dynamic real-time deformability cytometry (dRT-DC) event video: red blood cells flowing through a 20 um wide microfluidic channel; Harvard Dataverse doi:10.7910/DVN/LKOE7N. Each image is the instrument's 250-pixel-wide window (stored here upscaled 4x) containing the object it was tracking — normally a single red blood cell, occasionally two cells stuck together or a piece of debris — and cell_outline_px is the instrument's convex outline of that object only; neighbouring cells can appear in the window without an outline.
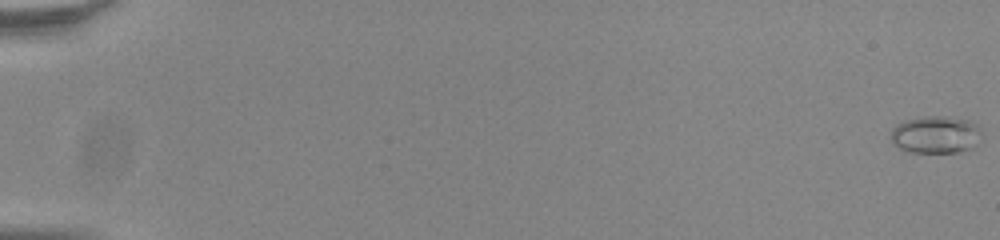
{"species": "common noctule bat (a hibernating species)", "species_latin": "Nyctalus noctula", "temperature_condition": "room temperature", "stored_images_in_passage": 56, "camera_frame_rate_fps": 3000, "um_per_image_px": 0.085, "animal": {"sex": "male", "body_mass_g": 20.0, "forearm_length_mm": 53.3}, "frame": {"image": 1, "passage_image": 1, "time_ms": 0.0, "image_size_px": [1000, 240], "cell_outline_px": [[980, 132], [972, 148], [956, 152], [908, 152], [892, 144], [892, 128], [896, 124], [904, 120], [924, 116], [944, 116], [968, 120], [980, 124]], "centroid_in_image_um": [79.5, 11.43], "position_along_channel_um": 5.5, "area_um2": 19.71}}
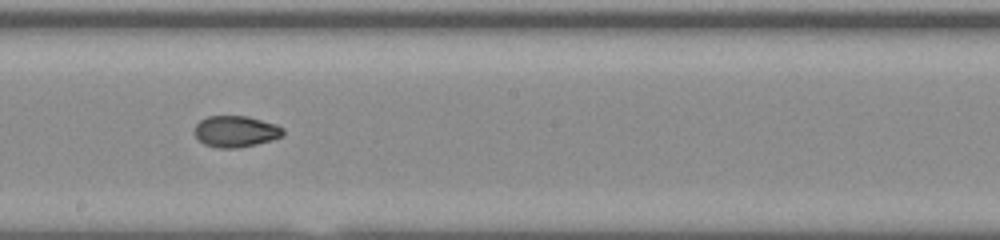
{"frame": {"image": 2, "passage_image": 34, "time_ms": 11.0, "image_size_px": [1000, 240], "cell_outline_px": [[284, 136], [272, 140], [240, 148], [216, 148], [204, 144], [192, 132], [196, 124], [200, 120], [208, 116], [248, 116], [276, 124], [284, 128]], "centroid_in_image_um": [20.04, 11.17], "position_along_channel_um": 228.2, "area_um2": 16.42}}
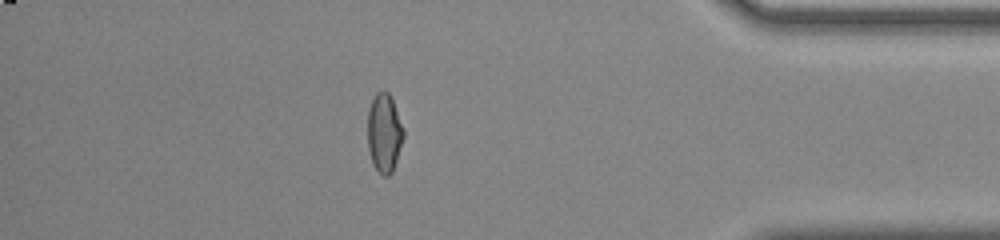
{"frame": {"image": 3, "passage_image": 50, "time_ms": 16.333, "image_size_px": [1000, 240], "cell_outline_px": [[404, 136], [392, 172], [388, 176], [384, 176], [372, 164], [368, 148], [368, 108], [376, 92], [380, 88], [384, 88], [388, 92], [392, 100], [404, 128]], "centroid_in_image_um": [32.65, 11.25], "position_along_channel_um": 402.6, "area_um2": 16.53}, "authors_computed_cell_mechanics": {"area_um2": 16.4152, "velocity_mm_per_s": 3.8366, "shape_relaxation_time_tau1_ms": 9.3001, "shape_relaxation_time_tau2_ms": 1.6935, "deformation_change_tau1": 0.2314, "deformation_change_tau2": 0.0468}}